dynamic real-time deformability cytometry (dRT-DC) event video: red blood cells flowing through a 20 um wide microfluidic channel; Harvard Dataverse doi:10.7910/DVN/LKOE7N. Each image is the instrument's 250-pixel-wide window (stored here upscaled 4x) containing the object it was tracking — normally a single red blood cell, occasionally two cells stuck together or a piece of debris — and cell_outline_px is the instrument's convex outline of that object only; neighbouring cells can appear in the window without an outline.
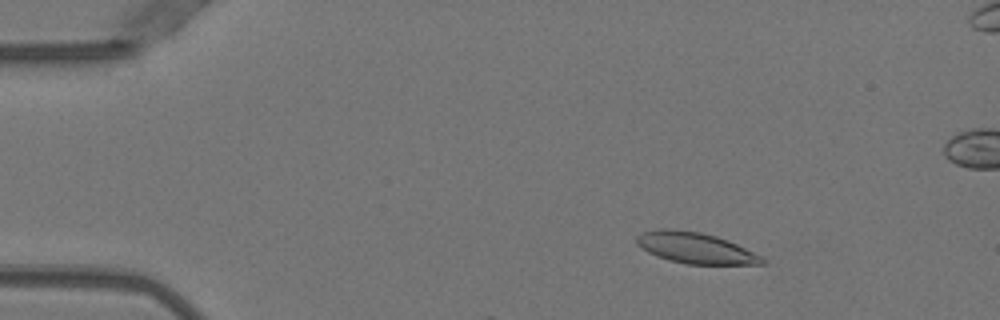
{"species": "Egyptian fruit bat (a non-hibernating species)", "species_latin": "Rousettus aegyptiacus", "temperature_condition": "warm", "stored_images_in_passage": 12, "camera_frame_rate_fps": 3000, "um_per_image_px": 0.085, "animal": {"sex": "female"}, "frame": {"image": 1, "passage_image": 8, "time_ms": 2.333, "image_size_px": [1000, 320], "cell_outline_px": [[764, 264], [688, 264], [668, 260], [656, 256], [640, 248], [636, 244], [636, 236], [644, 232], [660, 228], [672, 228], [700, 232], [716, 236], [736, 244], [764, 256]], "centroid_in_image_um": [59.08, 21.07], "position_along_channel_um": 25.9, "area_um2": 22.72}}